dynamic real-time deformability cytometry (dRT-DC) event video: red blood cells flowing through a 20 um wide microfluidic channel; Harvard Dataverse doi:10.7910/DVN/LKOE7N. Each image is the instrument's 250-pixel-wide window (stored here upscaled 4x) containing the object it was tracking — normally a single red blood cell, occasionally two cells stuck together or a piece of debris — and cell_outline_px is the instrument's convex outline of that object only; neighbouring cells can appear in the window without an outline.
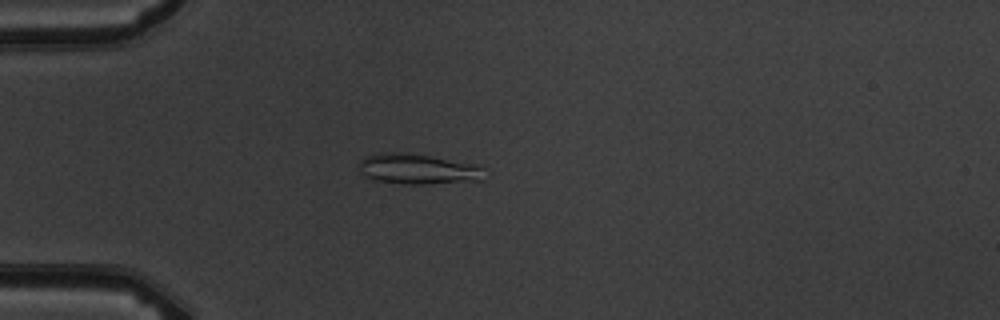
{"species": "common noctule bat (a hibernating species)", "species_latin": "Nyctalus noctula", "temperature_condition": "warm", "stored_images_in_passage": 6, "camera_frame_rate_fps": 3000, "um_per_image_px": 0.085, "animal": {"sex": "male", "body_mass_g": 19.5, "forearm_length_mm": 54.6}, "frame": {"image": 1, "passage_image": 5, "time_ms": 4.333, "image_size_px": [1000, 320], "cell_outline_px": [[484, 180], [428, 184], [404, 184], [372, 180], [364, 176], [360, 172], [360, 160], [364, 156], [376, 152], [400, 152], [428, 156], [472, 164], [480, 168]], "centroid_in_image_um": [35.4, 14.37], "position_along_channel_um": 49.6, "area_um2": 22.02}}